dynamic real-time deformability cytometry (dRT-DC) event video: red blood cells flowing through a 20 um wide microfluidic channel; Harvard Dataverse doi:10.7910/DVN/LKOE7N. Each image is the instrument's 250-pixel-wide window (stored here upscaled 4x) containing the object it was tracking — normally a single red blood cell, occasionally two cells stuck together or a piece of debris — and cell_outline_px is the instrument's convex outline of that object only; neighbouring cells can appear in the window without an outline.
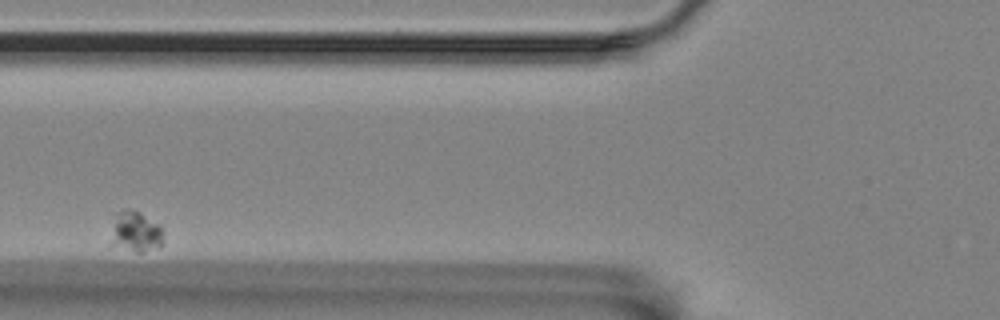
{"species": "Egyptian fruit bat (a non-hibernating species)", "species_latin": "Rousettus aegyptiacus", "temperature_condition": "room temperature", "stored_images_in_passage": 3, "camera_frame_rate_fps": 3000, "um_per_image_px": 0.085, "animal": {"sex": "female"}, "frame": {"image": 1, "passage_image": 2, "time_ms": 2.0, "image_size_px": [1000, 320], "cell_outline_px": [[164, 244], [160, 248], [140, 252], [136, 252], [108, 244], [112, 212], [120, 208], [132, 208], [140, 212], [156, 224], [160, 228], [164, 236]], "centroid_in_image_um": [11.42, 19.67], "position_along_channel_um": 114.4, "area_um2": 13.35}}